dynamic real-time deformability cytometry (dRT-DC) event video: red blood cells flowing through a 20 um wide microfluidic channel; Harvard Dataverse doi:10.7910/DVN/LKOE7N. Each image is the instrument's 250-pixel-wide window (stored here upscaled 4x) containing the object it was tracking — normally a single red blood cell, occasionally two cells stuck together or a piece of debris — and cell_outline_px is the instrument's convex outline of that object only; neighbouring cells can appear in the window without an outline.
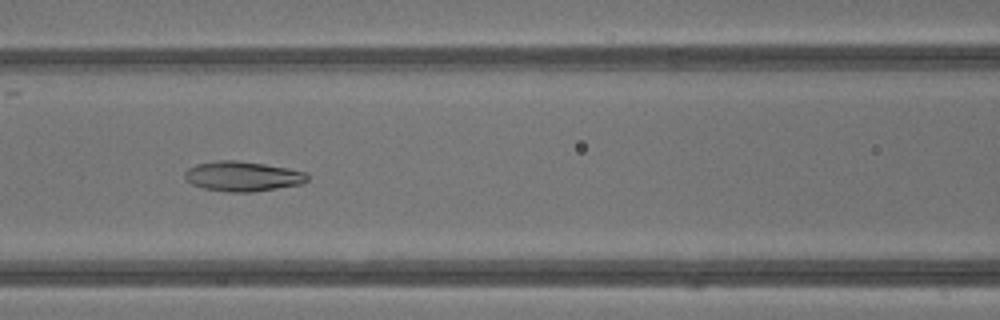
{"species": "common noctule bat (a hibernating species)", "species_latin": "Nyctalus noctula", "temperature_condition": "warm", "stored_images_in_passage": 42, "camera_frame_rate_fps": 3000, "um_per_image_px": 0.085, "animal": {"sex": "male", "body_mass_g": 13.3}, "frame": {"image": 1, "passage_image": 19, "time_ms": 6.0, "image_size_px": [1000, 320], "cell_outline_px": [[308, 180], [300, 184], [252, 192], [228, 192], [204, 188], [192, 184], [184, 176], [184, 172], [188, 168], [196, 164], [216, 160], [236, 160], [264, 164], [288, 168], [304, 172], [308, 176]], "centroid_in_image_um": [20.59, 14.98], "position_along_channel_um": 146.0, "area_um2": 21.21}}
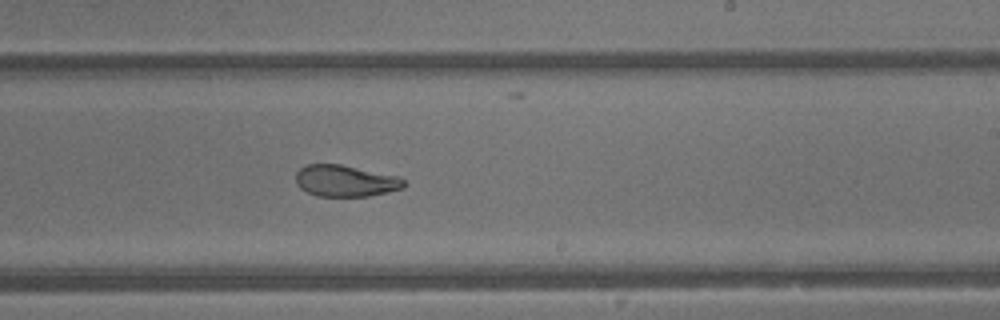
{"frame": {"image": 2, "passage_image": 26, "time_ms": 8.333, "image_size_px": [1000, 320], "cell_outline_px": [[408, 184], [404, 188], [368, 196], [316, 196], [300, 188], [296, 184], [296, 172], [304, 164], [340, 164], [400, 176]], "centroid_in_image_um": [29.37, 15.36], "position_along_channel_um": 259.6, "area_um2": 20.06}}
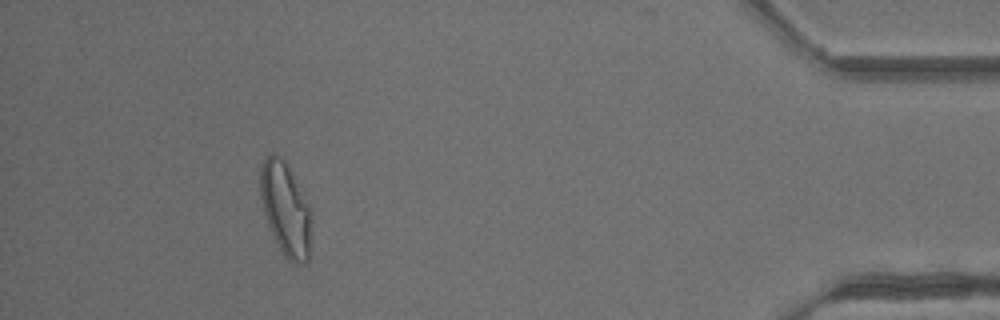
{"frame": {"image": 3, "passage_image": 39, "time_ms": 12.667, "image_size_px": [1000, 320], "cell_outline_px": [[312, 212], [308, 260], [304, 264], [296, 264], [288, 260], [284, 256], [268, 224], [264, 212], [260, 196], [260, 168], [264, 160], [272, 152], [276, 152], [284, 160], [308, 204]], "centroid_in_image_um": [24.27, 17.78], "position_along_channel_um": 410.9, "area_um2": 27.46}, "authors_computed_cell_mechanics": {"area_um2": 24.1026, "velocity_mm_per_s": 4.8805, "shape_relaxation_time_tau1_ms": 10.3313, "shape_relaxation_time_tau2_ms": 1.6457, "deformation_change_tau1": 0.2838, "deformation_change_tau2": 0.0737}}